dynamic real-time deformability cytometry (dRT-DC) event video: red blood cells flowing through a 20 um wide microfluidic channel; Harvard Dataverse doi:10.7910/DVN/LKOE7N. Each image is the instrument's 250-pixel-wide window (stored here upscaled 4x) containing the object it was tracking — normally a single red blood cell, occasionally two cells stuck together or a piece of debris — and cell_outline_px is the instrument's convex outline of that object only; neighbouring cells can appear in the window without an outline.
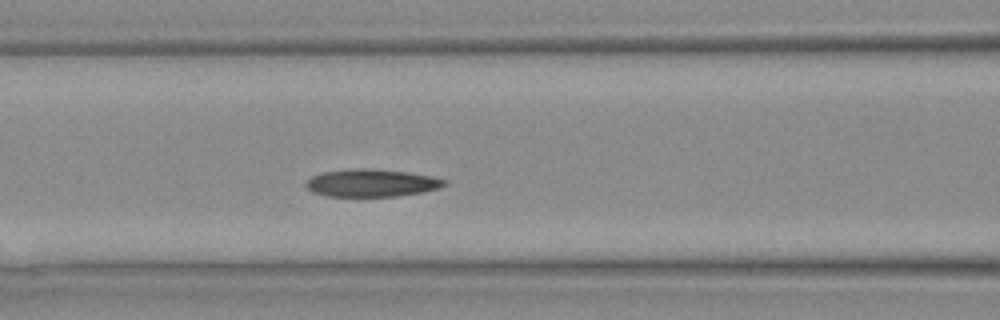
{"species": "Egyptian fruit bat (a non-hibernating species)", "species_latin": "Rousettus aegyptiacus", "temperature_condition": "warm", "stored_images_in_passage": 11, "segment_of_instrument_passage": [1, 2], "camera_frame_rate_fps": 3000, "um_per_image_px": 0.085, "animal": {"sex": "female"}, "frame": {"image": 1, "passage_image": 8, "time_ms": 2.333, "image_size_px": [1000, 320], "cell_outline_px": [[448, 184], [440, 188], [424, 192], [400, 196], [328, 196], [312, 192], [304, 184], [312, 176], [320, 172], [348, 168], [368, 168], [404, 172], [432, 176], [448, 180]], "centroid_in_image_um": [31.6, 15.55], "position_along_channel_um": 135.0, "area_um2": 22.48}}
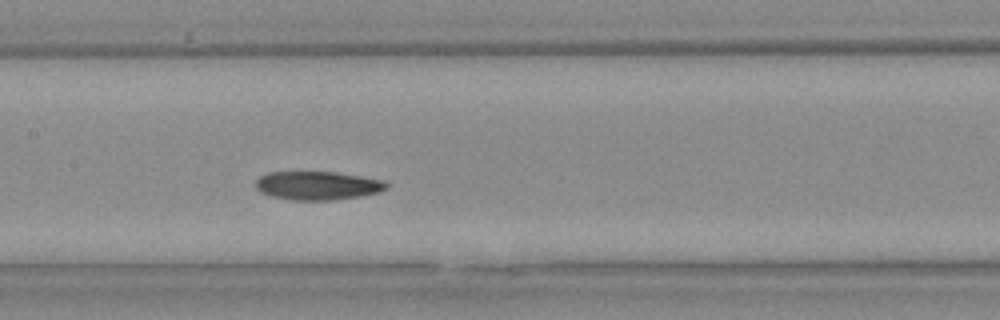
{"frame": {"image": 2, "passage_image": 10, "time_ms": 3.0, "image_size_px": [1000, 320], "cell_outline_px": [[388, 188], [380, 192], [360, 196], [332, 200], [288, 200], [272, 196], [260, 192], [256, 188], [256, 180], [260, 176], [268, 172], [336, 172], [384, 180], [388, 184]], "centroid_in_image_um": [27.0, 15.77], "position_along_channel_um": 180.4, "area_um2": 21.85}}